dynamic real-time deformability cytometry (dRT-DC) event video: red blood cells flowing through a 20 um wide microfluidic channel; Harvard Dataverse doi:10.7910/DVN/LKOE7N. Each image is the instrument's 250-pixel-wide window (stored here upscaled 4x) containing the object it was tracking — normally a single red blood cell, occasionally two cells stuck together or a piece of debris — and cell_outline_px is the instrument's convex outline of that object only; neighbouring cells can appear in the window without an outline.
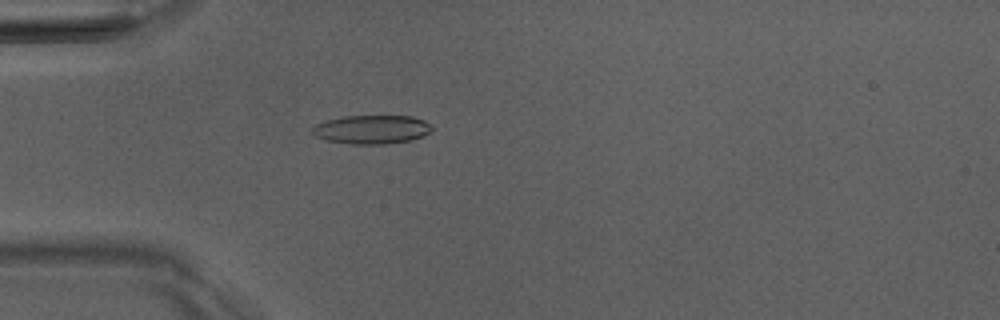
{"species": "Egyptian fruit bat (a non-hibernating species)", "species_latin": "Rousettus aegyptiacus", "temperature_condition": "room temperature", "stored_images_in_passage": 3, "camera_frame_rate_fps": 3000, "um_per_image_px": 0.085, "animal": {"sex": "male"}, "frame": {"image": 1, "passage_image": 3, "time_ms": 2.667, "image_size_px": [1000, 320], "cell_outline_px": [[432, 128], [424, 136], [412, 140], [388, 144], [348, 144], [328, 140], [312, 136], [312, 128], [316, 124], [324, 120], [344, 116], [412, 116], [424, 120], [432, 124]], "centroid_in_image_um": [31.59, 11.01], "position_along_channel_um": 53.4, "area_um2": 20.29}}